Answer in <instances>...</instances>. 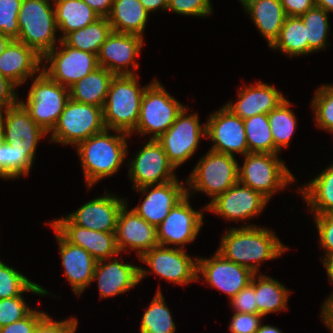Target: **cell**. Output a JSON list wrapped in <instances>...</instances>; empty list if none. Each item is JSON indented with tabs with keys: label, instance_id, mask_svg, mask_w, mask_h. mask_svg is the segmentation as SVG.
<instances>
[{
	"label": "cell",
	"instance_id": "3957f363",
	"mask_svg": "<svg viewBox=\"0 0 333 333\" xmlns=\"http://www.w3.org/2000/svg\"><path fill=\"white\" fill-rule=\"evenodd\" d=\"M137 75H114L103 106V122L111 131H122L131 137L139 115L144 91Z\"/></svg>",
	"mask_w": 333,
	"mask_h": 333
},
{
	"label": "cell",
	"instance_id": "74e56055",
	"mask_svg": "<svg viewBox=\"0 0 333 333\" xmlns=\"http://www.w3.org/2000/svg\"><path fill=\"white\" fill-rule=\"evenodd\" d=\"M290 106V101L284 99L276 108L267 114L274 145L279 152L283 147L288 146L297 126V119L293 110L290 109Z\"/></svg>",
	"mask_w": 333,
	"mask_h": 333
},
{
	"label": "cell",
	"instance_id": "91938a15",
	"mask_svg": "<svg viewBox=\"0 0 333 333\" xmlns=\"http://www.w3.org/2000/svg\"><path fill=\"white\" fill-rule=\"evenodd\" d=\"M256 333H282V331L278 328H275L271 325H260L259 329L256 331Z\"/></svg>",
	"mask_w": 333,
	"mask_h": 333
},
{
	"label": "cell",
	"instance_id": "6f0895ef",
	"mask_svg": "<svg viewBox=\"0 0 333 333\" xmlns=\"http://www.w3.org/2000/svg\"><path fill=\"white\" fill-rule=\"evenodd\" d=\"M321 319L323 320L325 326H327L333 333V311H322Z\"/></svg>",
	"mask_w": 333,
	"mask_h": 333
},
{
	"label": "cell",
	"instance_id": "ac0fdd59",
	"mask_svg": "<svg viewBox=\"0 0 333 333\" xmlns=\"http://www.w3.org/2000/svg\"><path fill=\"white\" fill-rule=\"evenodd\" d=\"M143 39L140 35L112 31L97 54L98 65L114 75H134L133 69L139 68L135 58L140 55Z\"/></svg>",
	"mask_w": 333,
	"mask_h": 333
},
{
	"label": "cell",
	"instance_id": "4fadbf2b",
	"mask_svg": "<svg viewBox=\"0 0 333 333\" xmlns=\"http://www.w3.org/2000/svg\"><path fill=\"white\" fill-rule=\"evenodd\" d=\"M187 194L170 210L168 216L156 227L158 244L170 247L174 244L184 249L185 244L193 242L203 223V212L194 210Z\"/></svg>",
	"mask_w": 333,
	"mask_h": 333
},
{
	"label": "cell",
	"instance_id": "6da1fadb",
	"mask_svg": "<svg viewBox=\"0 0 333 333\" xmlns=\"http://www.w3.org/2000/svg\"><path fill=\"white\" fill-rule=\"evenodd\" d=\"M287 247L272 230L246 225L232 227L223 234L217 252L226 260L235 262L257 274L261 262L282 255Z\"/></svg>",
	"mask_w": 333,
	"mask_h": 333
},
{
	"label": "cell",
	"instance_id": "cb8c5ba5",
	"mask_svg": "<svg viewBox=\"0 0 333 333\" xmlns=\"http://www.w3.org/2000/svg\"><path fill=\"white\" fill-rule=\"evenodd\" d=\"M59 244L64 276L70 282L73 292L78 296L92 282L97 260L85 249L68 242L54 227Z\"/></svg>",
	"mask_w": 333,
	"mask_h": 333
},
{
	"label": "cell",
	"instance_id": "94428289",
	"mask_svg": "<svg viewBox=\"0 0 333 333\" xmlns=\"http://www.w3.org/2000/svg\"><path fill=\"white\" fill-rule=\"evenodd\" d=\"M12 41L8 36L2 35L0 33V55L4 52L8 44Z\"/></svg>",
	"mask_w": 333,
	"mask_h": 333
},
{
	"label": "cell",
	"instance_id": "7a4b0ae2",
	"mask_svg": "<svg viewBox=\"0 0 333 333\" xmlns=\"http://www.w3.org/2000/svg\"><path fill=\"white\" fill-rule=\"evenodd\" d=\"M108 131L105 128L75 146L88 189L101 179L114 175L128 155L126 139L129 134L115 130L116 134L111 135Z\"/></svg>",
	"mask_w": 333,
	"mask_h": 333
},
{
	"label": "cell",
	"instance_id": "b9f144b4",
	"mask_svg": "<svg viewBox=\"0 0 333 333\" xmlns=\"http://www.w3.org/2000/svg\"><path fill=\"white\" fill-rule=\"evenodd\" d=\"M311 106L314 111L316 126L333 131V84L323 85L315 92Z\"/></svg>",
	"mask_w": 333,
	"mask_h": 333
},
{
	"label": "cell",
	"instance_id": "be15d7a7",
	"mask_svg": "<svg viewBox=\"0 0 333 333\" xmlns=\"http://www.w3.org/2000/svg\"><path fill=\"white\" fill-rule=\"evenodd\" d=\"M321 311H333V299H329L326 303H323Z\"/></svg>",
	"mask_w": 333,
	"mask_h": 333
},
{
	"label": "cell",
	"instance_id": "f907efd6",
	"mask_svg": "<svg viewBox=\"0 0 333 333\" xmlns=\"http://www.w3.org/2000/svg\"><path fill=\"white\" fill-rule=\"evenodd\" d=\"M33 309L26 317L0 328V333H33L38 322L46 315Z\"/></svg>",
	"mask_w": 333,
	"mask_h": 333
},
{
	"label": "cell",
	"instance_id": "8992f818",
	"mask_svg": "<svg viewBox=\"0 0 333 333\" xmlns=\"http://www.w3.org/2000/svg\"><path fill=\"white\" fill-rule=\"evenodd\" d=\"M184 108L155 78L144 91L134 131L142 136L151 133L150 139L156 140L173 125Z\"/></svg>",
	"mask_w": 333,
	"mask_h": 333
},
{
	"label": "cell",
	"instance_id": "8d00e7d4",
	"mask_svg": "<svg viewBox=\"0 0 333 333\" xmlns=\"http://www.w3.org/2000/svg\"><path fill=\"white\" fill-rule=\"evenodd\" d=\"M243 121L249 152L279 153L274 145L267 114H258Z\"/></svg>",
	"mask_w": 333,
	"mask_h": 333
},
{
	"label": "cell",
	"instance_id": "c3c4849f",
	"mask_svg": "<svg viewBox=\"0 0 333 333\" xmlns=\"http://www.w3.org/2000/svg\"><path fill=\"white\" fill-rule=\"evenodd\" d=\"M229 325L230 333H256L261 323L262 315L257 313L234 312Z\"/></svg>",
	"mask_w": 333,
	"mask_h": 333
},
{
	"label": "cell",
	"instance_id": "d6986e66",
	"mask_svg": "<svg viewBox=\"0 0 333 333\" xmlns=\"http://www.w3.org/2000/svg\"><path fill=\"white\" fill-rule=\"evenodd\" d=\"M268 200L252 188L239 182L225 193L210 201L205 210L216 213L228 221H243L260 214Z\"/></svg>",
	"mask_w": 333,
	"mask_h": 333
},
{
	"label": "cell",
	"instance_id": "db71d44e",
	"mask_svg": "<svg viewBox=\"0 0 333 333\" xmlns=\"http://www.w3.org/2000/svg\"><path fill=\"white\" fill-rule=\"evenodd\" d=\"M100 17H107L110 14L114 0H83Z\"/></svg>",
	"mask_w": 333,
	"mask_h": 333
},
{
	"label": "cell",
	"instance_id": "11a10c76",
	"mask_svg": "<svg viewBox=\"0 0 333 333\" xmlns=\"http://www.w3.org/2000/svg\"><path fill=\"white\" fill-rule=\"evenodd\" d=\"M139 1L143 4L145 10L148 13L157 11V9L159 8L165 11L168 9L169 0H139Z\"/></svg>",
	"mask_w": 333,
	"mask_h": 333
},
{
	"label": "cell",
	"instance_id": "1f68e13d",
	"mask_svg": "<svg viewBox=\"0 0 333 333\" xmlns=\"http://www.w3.org/2000/svg\"><path fill=\"white\" fill-rule=\"evenodd\" d=\"M298 191L314 215L333 214V164Z\"/></svg>",
	"mask_w": 333,
	"mask_h": 333
},
{
	"label": "cell",
	"instance_id": "d590c367",
	"mask_svg": "<svg viewBox=\"0 0 333 333\" xmlns=\"http://www.w3.org/2000/svg\"><path fill=\"white\" fill-rule=\"evenodd\" d=\"M176 326L161 289H157L141 318L140 333H175Z\"/></svg>",
	"mask_w": 333,
	"mask_h": 333
},
{
	"label": "cell",
	"instance_id": "ffe728a7",
	"mask_svg": "<svg viewBox=\"0 0 333 333\" xmlns=\"http://www.w3.org/2000/svg\"><path fill=\"white\" fill-rule=\"evenodd\" d=\"M54 227L68 242L89 252L97 261L118 256L115 232H101L74 225L66 216L54 219Z\"/></svg>",
	"mask_w": 333,
	"mask_h": 333
},
{
	"label": "cell",
	"instance_id": "f1b7e54d",
	"mask_svg": "<svg viewBox=\"0 0 333 333\" xmlns=\"http://www.w3.org/2000/svg\"><path fill=\"white\" fill-rule=\"evenodd\" d=\"M148 16L149 13L139 0H114L107 19L114 32L144 37Z\"/></svg>",
	"mask_w": 333,
	"mask_h": 333
},
{
	"label": "cell",
	"instance_id": "d6a6232c",
	"mask_svg": "<svg viewBox=\"0 0 333 333\" xmlns=\"http://www.w3.org/2000/svg\"><path fill=\"white\" fill-rule=\"evenodd\" d=\"M258 275L255 274L257 314L264 317L270 313L287 310L288 296L291 291L274 278L263 274Z\"/></svg>",
	"mask_w": 333,
	"mask_h": 333
},
{
	"label": "cell",
	"instance_id": "2e32d148",
	"mask_svg": "<svg viewBox=\"0 0 333 333\" xmlns=\"http://www.w3.org/2000/svg\"><path fill=\"white\" fill-rule=\"evenodd\" d=\"M198 282L199 274L208 285L226 293L228 298L235 296L240 290L247 287L255 273L242 265L226 260L216 251L211 258L198 257Z\"/></svg>",
	"mask_w": 333,
	"mask_h": 333
},
{
	"label": "cell",
	"instance_id": "603a6c76",
	"mask_svg": "<svg viewBox=\"0 0 333 333\" xmlns=\"http://www.w3.org/2000/svg\"><path fill=\"white\" fill-rule=\"evenodd\" d=\"M115 235L120 253L130 248L137 250L139 258L159 245L156 227L140 217L133 209L128 210L127 204L119 213Z\"/></svg>",
	"mask_w": 333,
	"mask_h": 333
},
{
	"label": "cell",
	"instance_id": "e0dca14e",
	"mask_svg": "<svg viewBox=\"0 0 333 333\" xmlns=\"http://www.w3.org/2000/svg\"><path fill=\"white\" fill-rule=\"evenodd\" d=\"M5 132V143L23 153L32 163L39 140L48 133L30 117L19 102L0 111Z\"/></svg>",
	"mask_w": 333,
	"mask_h": 333
},
{
	"label": "cell",
	"instance_id": "816d5d0a",
	"mask_svg": "<svg viewBox=\"0 0 333 333\" xmlns=\"http://www.w3.org/2000/svg\"><path fill=\"white\" fill-rule=\"evenodd\" d=\"M16 87L18 86L14 82L0 73V111L15 106L20 102L17 92H15Z\"/></svg>",
	"mask_w": 333,
	"mask_h": 333
},
{
	"label": "cell",
	"instance_id": "5bb4252c",
	"mask_svg": "<svg viewBox=\"0 0 333 333\" xmlns=\"http://www.w3.org/2000/svg\"><path fill=\"white\" fill-rule=\"evenodd\" d=\"M143 146L127 164L133 189L176 180L175 167L169 162L161 144L155 139H149Z\"/></svg>",
	"mask_w": 333,
	"mask_h": 333
},
{
	"label": "cell",
	"instance_id": "f5cc1de1",
	"mask_svg": "<svg viewBox=\"0 0 333 333\" xmlns=\"http://www.w3.org/2000/svg\"><path fill=\"white\" fill-rule=\"evenodd\" d=\"M286 16H301L315 6L314 0H280Z\"/></svg>",
	"mask_w": 333,
	"mask_h": 333
},
{
	"label": "cell",
	"instance_id": "ee69618b",
	"mask_svg": "<svg viewBox=\"0 0 333 333\" xmlns=\"http://www.w3.org/2000/svg\"><path fill=\"white\" fill-rule=\"evenodd\" d=\"M23 0H0V33L12 40L19 37L18 14Z\"/></svg>",
	"mask_w": 333,
	"mask_h": 333
},
{
	"label": "cell",
	"instance_id": "f6af8a7d",
	"mask_svg": "<svg viewBox=\"0 0 333 333\" xmlns=\"http://www.w3.org/2000/svg\"><path fill=\"white\" fill-rule=\"evenodd\" d=\"M211 6L210 0H169L167 10L181 15L206 17L213 13Z\"/></svg>",
	"mask_w": 333,
	"mask_h": 333
},
{
	"label": "cell",
	"instance_id": "52a82bcc",
	"mask_svg": "<svg viewBox=\"0 0 333 333\" xmlns=\"http://www.w3.org/2000/svg\"><path fill=\"white\" fill-rule=\"evenodd\" d=\"M235 155L209 150L194 167L186 182L187 192H205L213 201L238 183V162Z\"/></svg>",
	"mask_w": 333,
	"mask_h": 333
},
{
	"label": "cell",
	"instance_id": "60d3db41",
	"mask_svg": "<svg viewBox=\"0 0 333 333\" xmlns=\"http://www.w3.org/2000/svg\"><path fill=\"white\" fill-rule=\"evenodd\" d=\"M33 163L17 149L4 143L0 147V177L2 179H17L29 174Z\"/></svg>",
	"mask_w": 333,
	"mask_h": 333
},
{
	"label": "cell",
	"instance_id": "bcb514c9",
	"mask_svg": "<svg viewBox=\"0 0 333 333\" xmlns=\"http://www.w3.org/2000/svg\"><path fill=\"white\" fill-rule=\"evenodd\" d=\"M320 237V245L325 249L324 262L326 259L333 256V214L313 215Z\"/></svg>",
	"mask_w": 333,
	"mask_h": 333
},
{
	"label": "cell",
	"instance_id": "9c48e42d",
	"mask_svg": "<svg viewBox=\"0 0 333 333\" xmlns=\"http://www.w3.org/2000/svg\"><path fill=\"white\" fill-rule=\"evenodd\" d=\"M104 129L102 107L69 99L56 125L51 130L50 140L63 145L76 146L79 142Z\"/></svg>",
	"mask_w": 333,
	"mask_h": 333
},
{
	"label": "cell",
	"instance_id": "4dcf8cb0",
	"mask_svg": "<svg viewBox=\"0 0 333 333\" xmlns=\"http://www.w3.org/2000/svg\"><path fill=\"white\" fill-rule=\"evenodd\" d=\"M56 24L63 34L62 40L68 33L84 28L97 21V14L83 0H53Z\"/></svg>",
	"mask_w": 333,
	"mask_h": 333
},
{
	"label": "cell",
	"instance_id": "4316f807",
	"mask_svg": "<svg viewBox=\"0 0 333 333\" xmlns=\"http://www.w3.org/2000/svg\"><path fill=\"white\" fill-rule=\"evenodd\" d=\"M42 57L24 43L12 40L0 55V73L21 86L29 77L39 73Z\"/></svg>",
	"mask_w": 333,
	"mask_h": 333
},
{
	"label": "cell",
	"instance_id": "836d02e7",
	"mask_svg": "<svg viewBox=\"0 0 333 333\" xmlns=\"http://www.w3.org/2000/svg\"><path fill=\"white\" fill-rule=\"evenodd\" d=\"M280 50L290 58L308 54L306 28L299 16H286L278 39L270 47Z\"/></svg>",
	"mask_w": 333,
	"mask_h": 333
},
{
	"label": "cell",
	"instance_id": "9a60e30c",
	"mask_svg": "<svg viewBox=\"0 0 333 333\" xmlns=\"http://www.w3.org/2000/svg\"><path fill=\"white\" fill-rule=\"evenodd\" d=\"M206 124V139L214 142L210 150L233 155L249 153L244 121L222 106L211 114Z\"/></svg>",
	"mask_w": 333,
	"mask_h": 333
},
{
	"label": "cell",
	"instance_id": "7402d4cb",
	"mask_svg": "<svg viewBox=\"0 0 333 333\" xmlns=\"http://www.w3.org/2000/svg\"><path fill=\"white\" fill-rule=\"evenodd\" d=\"M126 200L105 194L88 201L66 216L74 225L101 232H116L117 220Z\"/></svg>",
	"mask_w": 333,
	"mask_h": 333
},
{
	"label": "cell",
	"instance_id": "e575fe53",
	"mask_svg": "<svg viewBox=\"0 0 333 333\" xmlns=\"http://www.w3.org/2000/svg\"><path fill=\"white\" fill-rule=\"evenodd\" d=\"M111 32V25L107 17H101L84 28L68 33L62 40L72 48L97 55Z\"/></svg>",
	"mask_w": 333,
	"mask_h": 333
},
{
	"label": "cell",
	"instance_id": "5b68a950",
	"mask_svg": "<svg viewBox=\"0 0 333 333\" xmlns=\"http://www.w3.org/2000/svg\"><path fill=\"white\" fill-rule=\"evenodd\" d=\"M238 166V182L260 193L268 201L276 191L296 181L278 154L249 152Z\"/></svg>",
	"mask_w": 333,
	"mask_h": 333
},
{
	"label": "cell",
	"instance_id": "6125c7cd",
	"mask_svg": "<svg viewBox=\"0 0 333 333\" xmlns=\"http://www.w3.org/2000/svg\"><path fill=\"white\" fill-rule=\"evenodd\" d=\"M5 143V132L0 113V147Z\"/></svg>",
	"mask_w": 333,
	"mask_h": 333
},
{
	"label": "cell",
	"instance_id": "7dc6e473",
	"mask_svg": "<svg viewBox=\"0 0 333 333\" xmlns=\"http://www.w3.org/2000/svg\"><path fill=\"white\" fill-rule=\"evenodd\" d=\"M234 312L257 313L255 299V275L251 283L230 299Z\"/></svg>",
	"mask_w": 333,
	"mask_h": 333
},
{
	"label": "cell",
	"instance_id": "30bf717a",
	"mask_svg": "<svg viewBox=\"0 0 333 333\" xmlns=\"http://www.w3.org/2000/svg\"><path fill=\"white\" fill-rule=\"evenodd\" d=\"M157 245L145 252L139 259L151 267L148 271L139 267V280L148 273H155L166 281L179 285H188L198 281V257L192 259L184 249Z\"/></svg>",
	"mask_w": 333,
	"mask_h": 333
},
{
	"label": "cell",
	"instance_id": "7c38bea8",
	"mask_svg": "<svg viewBox=\"0 0 333 333\" xmlns=\"http://www.w3.org/2000/svg\"><path fill=\"white\" fill-rule=\"evenodd\" d=\"M187 111L185 107L173 125L156 139L175 169L193 156L202 137L206 139V124L201 126L198 115H187Z\"/></svg>",
	"mask_w": 333,
	"mask_h": 333
},
{
	"label": "cell",
	"instance_id": "9f6ffc18",
	"mask_svg": "<svg viewBox=\"0 0 333 333\" xmlns=\"http://www.w3.org/2000/svg\"><path fill=\"white\" fill-rule=\"evenodd\" d=\"M323 263L326 268L328 279L331 283H333V256L326 259ZM329 299H333V293H331L330 296L327 297L324 303H326Z\"/></svg>",
	"mask_w": 333,
	"mask_h": 333
},
{
	"label": "cell",
	"instance_id": "44dd1931",
	"mask_svg": "<svg viewBox=\"0 0 333 333\" xmlns=\"http://www.w3.org/2000/svg\"><path fill=\"white\" fill-rule=\"evenodd\" d=\"M183 182L176 179L155 186L149 185L135 189L147 194L141 205L133 210L149 224L159 226L170 210L187 194V187H184ZM150 187L153 188L148 193Z\"/></svg>",
	"mask_w": 333,
	"mask_h": 333
},
{
	"label": "cell",
	"instance_id": "d4e9b609",
	"mask_svg": "<svg viewBox=\"0 0 333 333\" xmlns=\"http://www.w3.org/2000/svg\"><path fill=\"white\" fill-rule=\"evenodd\" d=\"M119 261L115 257L113 261L110 259L97 261L92 282L98 280L100 298L125 293L140 282L139 267Z\"/></svg>",
	"mask_w": 333,
	"mask_h": 333
},
{
	"label": "cell",
	"instance_id": "83f0119b",
	"mask_svg": "<svg viewBox=\"0 0 333 333\" xmlns=\"http://www.w3.org/2000/svg\"><path fill=\"white\" fill-rule=\"evenodd\" d=\"M242 5L271 47L278 39L286 18L280 0H244Z\"/></svg>",
	"mask_w": 333,
	"mask_h": 333
},
{
	"label": "cell",
	"instance_id": "ba28073f",
	"mask_svg": "<svg viewBox=\"0 0 333 333\" xmlns=\"http://www.w3.org/2000/svg\"><path fill=\"white\" fill-rule=\"evenodd\" d=\"M29 90L27 102L20 100V103L34 122L50 133L70 99L69 88L55 82L41 70Z\"/></svg>",
	"mask_w": 333,
	"mask_h": 333
},
{
	"label": "cell",
	"instance_id": "681fc988",
	"mask_svg": "<svg viewBox=\"0 0 333 333\" xmlns=\"http://www.w3.org/2000/svg\"><path fill=\"white\" fill-rule=\"evenodd\" d=\"M78 320L70 318L62 321H53L46 314L37 324L33 333H75Z\"/></svg>",
	"mask_w": 333,
	"mask_h": 333
},
{
	"label": "cell",
	"instance_id": "f546056e",
	"mask_svg": "<svg viewBox=\"0 0 333 333\" xmlns=\"http://www.w3.org/2000/svg\"><path fill=\"white\" fill-rule=\"evenodd\" d=\"M113 77L112 72L99 66L69 87L70 99L103 108Z\"/></svg>",
	"mask_w": 333,
	"mask_h": 333
},
{
	"label": "cell",
	"instance_id": "484cf974",
	"mask_svg": "<svg viewBox=\"0 0 333 333\" xmlns=\"http://www.w3.org/2000/svg\"><path fill=\"white\" fill-rule=\"evenodd\" d=\"M238 92V100L235 103L230 101L224 106L242 119L268 114L286 99L278 89L264 82H258L255 86L245 85Z\"/></svg>",
	"mask_w": 333,
	"mask_h": 333
},
{
	"label": "cell",
	"instance_id": "680465c9",
	"mask_svg": "<svg viewBox=\"0 0 333 333\" xmlns=\"http://www.w3.org/2000/svg\"><path fill=\"white\" fill-rule=\"evenodd\" d=\"M315 6L323 8L328 13L333 12V0H314Z\"/></svg>",
	"mask_w": 333,
	"mask_h": 333
},
{
	"label": "cell",
	"instance_id": "f35d334b",
	"mask_svg": "<svg viewBox=\"0 0 333 333\" xmlns=\"http://www.w3.org/2000/svg\"><path fill=\"white\" fill-rule=\"evenodd\" d=\"M329 13L323 8L314 6L305 14L299 16L306 28L308 41V54L326 49L330 25L328 22ZM328 15V16H327Z\"/></svg>",
	"mask_w": 333,
	"mask_h": 333
},
{
	"label": "cell",
	"instance_id": "8fae6325",
	"mask_svg": "<svg viewBox=\"0 0 333 333\" xmlns=\"http://www.w3.org/2000/svg\"><path fill=\"white\" fill-rule=\"evenodd\" d=\"M58 42L60 48L56 50L55 46L42 58L50 64H42V71L55 82L69 88L99 67L96 54L72 48L63 40Z\"/></svg>",
	"mask_w": 333,
	"mask_h": 333
},
{
	"label": "cell",
	"instance_id": "7bdbcfd3",
	"mask_svg": "<svg viewBox=\"0 0 333 333\" xmlns=\"http://www.w3.org/2000/svg\"><path fill=\"white\" fill-rule=\"evenodd\" d=\"M31 283L19 271L0 261V299L19 296Z\"/></svg>",
	"mask_w": 333,
	"mask_h": 333
},
{
	"label": "cell",
	"instance_id": "277c9868",
	"mask_svg": "<svg viewBox=\"0 0 333 333\" xmlns=\"http://www.w3.org/2000/svg\"><path fill=\"white\" fill-rule=\"evenodd\" d=\"M18 25L17 41L31 47L42 58L56 46L58 27L49 0H23Z\"/></svg>",
	"mask_w": 333,
	"mask_h": 333
},
{
	"label": "cell",
	"instance_id": "ab89813d",
	"mask_svg": "<svg viewBox=\"0 0 333 333\" xmlns=\"http://www.w3.org/2000/svg\"><path fill=\"white\" fill-rule=\"evenodd\" d=\"M46 290L32 282L19 296L0 299V328L26 317L33 310L27 306L23 297L24 292L45 296L49 294Z\"/></svg>",
	"mask_w": 333,
	"mask_h": 333
}]
</instances>
